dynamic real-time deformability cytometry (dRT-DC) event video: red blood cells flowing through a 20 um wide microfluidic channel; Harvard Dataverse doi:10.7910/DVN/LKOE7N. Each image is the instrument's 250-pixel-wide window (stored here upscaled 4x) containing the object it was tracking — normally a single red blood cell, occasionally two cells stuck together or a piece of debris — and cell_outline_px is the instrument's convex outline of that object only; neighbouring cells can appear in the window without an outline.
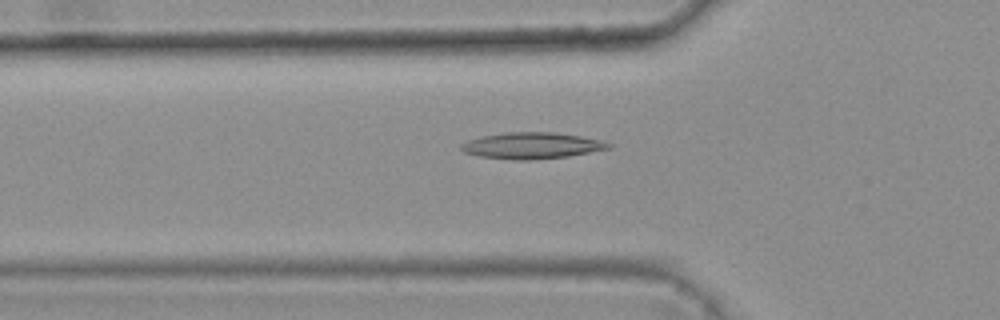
{"species": "common noctule bat (a hibernating species)", "species_latin": "Nyctalus noctula", "temperature_condition": "warm", "stored_images_in_passage": 48, "camera_frame_rate_fps": 3000, "um_per_image_px": 0.085, "animal": {"sex": "female", "body_mass_g": 25.1}, "frame": {"image": 1, "passage_image": 18, "time_ms": 5.667, "image_size_px": [1000, 320], "cell_outline_px": [[612, 148], [568, 156], [532, 160], [516, 160], [480, 156], [464, 152], [460, 148], [460, 144], [468, 140], [480, 136], [504, 132], [556, 132], [580, 136], [600, 140], [612, 144]], "centroid_in_image_um": [45.19, 12.37], "position_along_channel_um": 80.6, "area_um2": 22.66}}
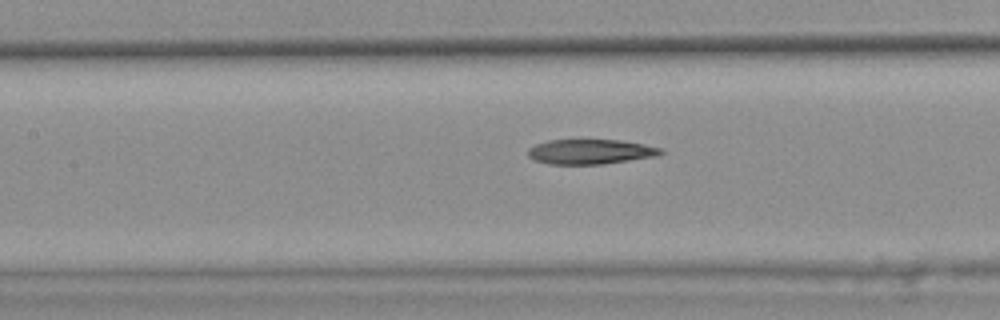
{"frame": {"image": 2, "passage_image": 24, "time_ms": 7.667, "image_size_px": [1000, 320], "cell_outline_px": [[664, 152], [656, 156], [604, 164], [548, 164], [536, 160], [528, 156], [528, 148], [536, 144], [548, 140], [620, 140], [644, 144], [664, 148]], "centroid_in_image_um": [50.21, 12.89], "position_along_channel_um": 157.2, "area_um2": 19.25}}
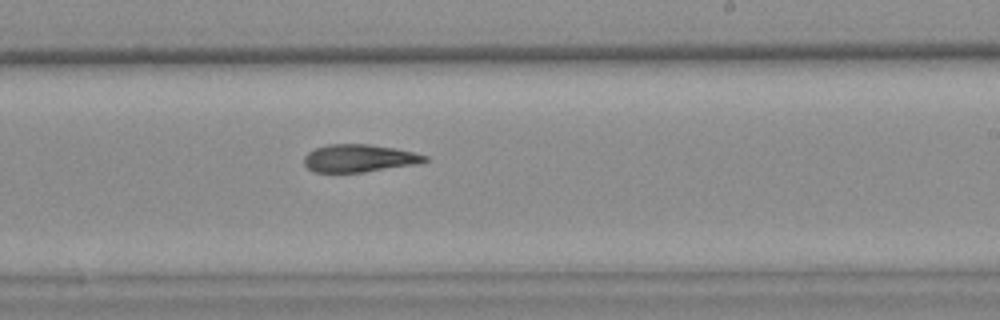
{"frame": {"image": 3, "passage_image": 32, "time_ms": 10.333, "image_size_px": [1000, 320], "cell_outline_px": [[428, 160], [412, 164], [364, 172], [312, 172], [304, 164], [304, 156], [308, 152], [316, 148], [328, 144], [368, 144], [392, 148], [412, 152], [428, 156]], "centroid_in_image_um": [30.45, 13.45], "position_along_channel_um": 258.5, "area_um2": 19.13}, "authors_computed_cell_mechanics": {"area_um2": 20.5479, "velocity_mm_per_s": 3.8134, "shape_relaxation_time_tau1_ms": null, "shape_relaxation_time_tau2_ms": 10.0168, "deformation_change_tau1": null, "deformation_change_tau2": 0.2325}}